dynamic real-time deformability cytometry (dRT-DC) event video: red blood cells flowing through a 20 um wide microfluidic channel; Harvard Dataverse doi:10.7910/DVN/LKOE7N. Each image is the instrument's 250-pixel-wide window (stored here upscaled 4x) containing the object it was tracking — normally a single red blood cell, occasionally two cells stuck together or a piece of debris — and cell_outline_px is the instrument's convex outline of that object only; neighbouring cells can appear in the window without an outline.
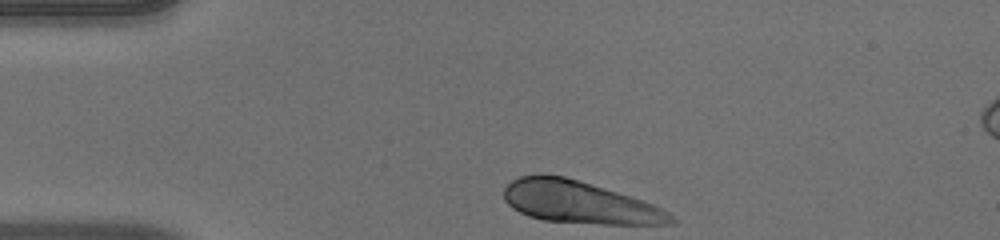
{"species": "human", "species_latin": "Homo sapiens", "temperature_condition": "warm", "stored_images_in_passage": 33, "camera_frame_rate_fps": 3000, "um_per_image_px": 0.085, "donor": {"sex": "male"}, "frame": {"image": 1, "passage_image": 1, "time_ms": 0.0, "image_size_px": [1000, 240], "cell_outline_px": [[676, 224], [604, 224], [544, 220], [528, 216], [512, 208], [504, 200], [504, 188], [512, 180], [520, 176], [564, 176], [616, 192], [652, 204], [668, 212], [676, 220]], "centroid_in_image_um": [49.23, 17.22], "position_along_channel_um": 35.8, "area_um2": 40.23}}
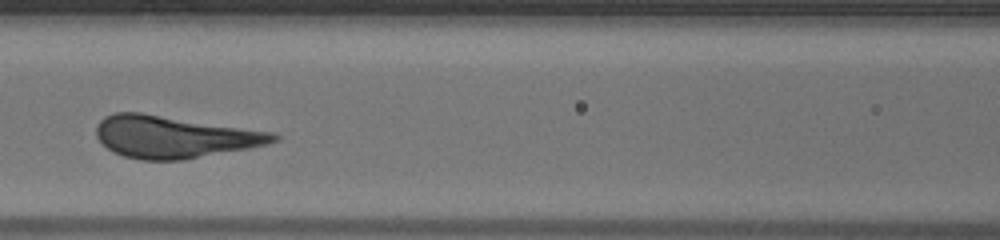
{"frame": {"image": 2, "passage_image": 13, "time_ms": 4.0, "image_size_px": [1000, 240], "cell_outline_px": [[280, 140], [268, 144], [248, 148], [184, 160], [140, 160], [124, 156], [112, 152], [96, 136], [96, 124], [104, 116], [116, 112], [140, 112], [276, 132], [280, 136]], "centroid_in_image_um": [14.82, 11.63], "position_along_channel_um": 151.8, "area_um2": 43.75}}
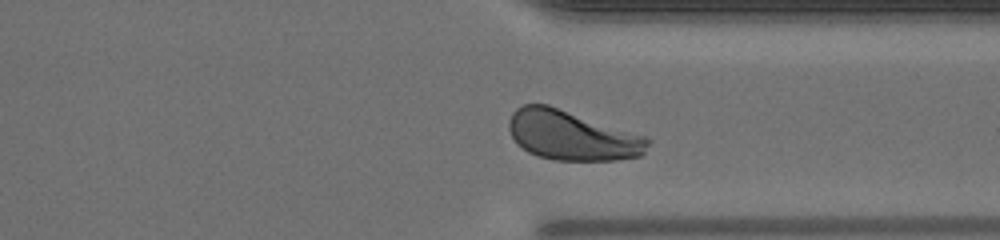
{"frame": {"image": 3, "passage_image": 29, "time_ms": 9.333, "image_size_px": [1000, 240], "cell_outline_px": [[652, 140], [644, 152], [640, 156], [616, 160], [552, 160], [536, 156], [528, 152], [516, 144], [508, 128], [508, 120], [512, 112], [516, 108], [524, 104], [548, 104], [648, 136]], "centroid_in_image_um": [48.61, 11.51], "position_along_channel_um": 362.8, "area_um2": 40.75}, "authors_computed_cell_mechanics": {"area_um2": 42.194, "velocity_mm_per_s": 3.9621, "shape_relaxation_time_tau1_ms": 3.2818, "shape_relaxation_time_tau2_ms": null, "deformation_change_tau1": 0.1698, "deformation_change_tau2": null}}